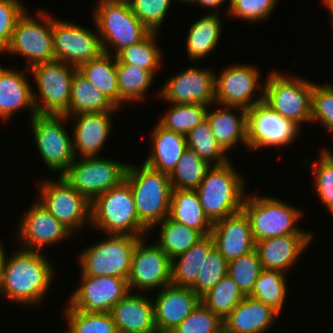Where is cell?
<instances>
[{
    "instance_id": "40",
    "label": "cell",
    "mask_w": 333,
    "mask_h": 333,
    "mask_svg": "<svg viewBox=\"0 0 333 333\" xmlns=\"http://www.w3.org/2000/svg\"><path fill=\"white\" fill-rule=\"evenodd\" d=\"M246 296L229 275L201 297V303L223 321Z\"/></svg>"
},
{
    "instance_id": "54",
    "label": "cell",
    "mask_w": 333,
    "mask_h": 333,
    "mask_svg": "<svg viewBox=\"0 0 333 333\" xmlns=\"http://www.w3.org/2000/svg\"><path fill=\"white\" fill-rule=\"evenodd\" d=\"M323 4L325 5L326 8L329 9L331 16L333 18V0H324ZM332 23H333V21H332Z\"/></svg>"
},
{
    "instance_id": "51",
    "label": "cell",
    "mask_w": 333,
    "mask_h": 333,
    "mask_svg": "<svg viewBox=\"0 0 333 333\" xmlns=\"http://www.w3.org/2000/svg\"><path fill=\"white\" fill-rule=\"evenodd\" d=\"M26 10L21 0H0V54L8 47L14 27Z\"/></svg>"
},
{
    "instance_id": "41",
    "label": "cell",
    "mask_w": 333,
    "mask_h": 333,
    "mask_svg": "<svg viewBox=\"0 0 333 333\" xmlns=\"http://www.w3.org/2000/svg\"><path fill=\"white\" fill-rule=\"evenodd\" d=\"M185 136L187 148L192 149L202 160L207 161L210 165H222L231 160L217 143L207 120L189 131Z\"/></svg>"
},
{
    "instance_id": "26",
    "label": "cell",
    "mask_w": 333,
    "mask_h": 333,
    "mask_svg": "<svg viewBox=\"0 0 333 333\" xmlns=\"http://www.w3.org/2000/svg\"><path fill=\"white\" fill-rule=\"evenodd\" d=\"M24 71L26 73L0 65V119L4 122H8L20 109L27 108L30 119L37 113L33 99L34 88L25 76L29 68L25 67Z\"/></svg>"
},
{
    "instance_id": "43",
    "label": "cell",
    "mask_w": 333,
    "mask_h": 333,
    "mask_svg": "<svg viewBox=\"0 0 333 333\" xmlns=\"http://www.w3.org/2000/svg\"><path fill=\"white\" fill-rule=\"evenodd\" d=\"M64 314L68 322L67 333H118L110 312H84L67 305Z\"/></svg>"
},
{
    "instance_id": "19",
    "label": "cell",
    "mask_w": 333,
    "mask_h": 333,
    "mask_svg": "<svg viewBox=\"0 0 333 333\" xmlns=\"http://www.w3.org/2000/svg\"><path fill=\"white\" fill-rule=\"evenodd\" d=\"M80 283L67 304L84 312H110L130 292L127 280L119 277L81 274Z\"/></svg>"
},
{
    "instance_id": "45",
    "label": "cell",
    "mask_w": 333,
    "mask_h": 333,
    "mask_svg": "<svg viewBox=\"0 0 333 333\" xmlns=\"http://www.w3.org/2000/svg\"><path fill=\"white\" fill-rule=\"evenodd\" d=\"M261 262L256 250L240 256L228 263L227 275L236 283L241 292L248 296L262 271Z\"/></svg>"
},
{
    "instance_id": "22",
    "label": "cell",
    "mask_w": 333,
    "mask_h": 333,
    "mask_svg": "<svg viewBox=\"0 0 333 333\" xmlns=\"http://www.w3.org/2000/svg\"><path fill=\"white\" fill-rule=\"evenodd\" d=\"M211 236L214 247L228 263L256 247L249 219L243 211L214 222Z\"/></svg>"
},
{
    "instance_id": "9",
    "label": "cell",
    "mask_w": 333,
    "mask_h": 333,
    "mask_svg": "<svg viewBox=\"0 0 333 333\" xmlns=\"http://www.w3.org/2000/svg\"><path fill=\"white\" fill-rule=\"evenodd\" d=\"M132 235L107 234L101 240L81 251L78 258L81 273L86 276H112L128 279L132 254L138 240Z\"/></svg>"
},
{
    "instance_id": "35",
    "label": "cell",
    "mask_w": 333,
    "mask_h": 333,
    "mask_svg": "<svg viewBox=\"0 0 333 333\" xmlns=\"http://www.w3.org/2000/svg\"><path fill=\"white\" fill-rule=\"evenodd\" d=\"M155 226H160L159 240L155 243L171 260L185 253L204 237L199 231L176 222L169 216Z\"/></svg>"
},
{
    "instance_id": "39",
    "label": "cell",
    "mask_w": 333,
    "mask_h": 333,
    "mask_svg": "<svg viewBox=\"0 0 333 333\" xmlns=\"http://www.w3.org/2000/svg\"><path fill=\"white\" fill-rule=\"evenodd\" d=\"M211 166L192 149L187 148L169 174L173 190L197 189Z\"/></svg>"
},
{
    "instance_id": "46",
    "label": "cell",
    "mask_w": 333,
    "mask_h": 333,
    "mask_svg": "<svg viewBox=\"0 0 333 333\" xmlns=\"http://www.w3.org/2000/svg\"><path fill=\"white\" fill-rule=\"evenodd\" d=\"M227 270L228 262L221 253L213 247L206 258H203L202 270L198 274L196 282L191 289L201 298L227 275Z\"/></svg>"
},
{
    "instance_id": "20",
    "label": "cell",
    "mask_w": 333,
    "mask_h": 333,
    "mask_svg": "<svg viewBox=\"0 0 333 333\" xmlns=\"http://www.w3.org/2000/svg\"><path fill=\"white\" fill-rule=\"evenodd\" d=\"M29 207L18 223L17 237L22 243V249L42 252L44 247L53 246L73 236L37 200Z\"/></svg>"
},
{
    "instance_id": "30",
    "label": "cell",
    "mask_w": 333,
    "mask_h": 333,
    "mask_svg": "<svg viewBox=\"0 0 333 333\" xmlns=\"http://www.w3.org/2000/svg\"><path fill=\"white\" fill-rule=\"evenodd\" d=\"M168 216L203 236L211 235L213 223L205 215L196 189L173 190Z\"/></svg>"
},
{
    "instance_id": "3",
    "label": "cell",
    "mask_w": 333,
    "mask_h": 333,
    "mask_svg": "<svg viewBox=\"0 0 333 333\" xmlns=\"http://www.w3.org/2000/svg\"><path fill=\"white\" fill-rule=\"evenodd\" d=\"M242 177L231 160L208 169L196 191L205 215L212 223L242 211L246 196Z\"/></svg>"
},
{
    "instance_id": "23",
    "label": "cell",
    "mask_w": 333,
    "mask_h": 333,
    "mask_svg": "<svg viewBox=\"0 0 333 333\" xmlns=\"http://www.w3.org/2000/svg\"><path fill=\"white\" fill-rule=\"evenodd\" d=\"M201 302L189 287L169 284L157 291L154 304L155 325L158 331L169 333L179 325Z\"/></svg>"
},
{
    "instance_id": "10",
    "label": "cell",
    "mask_w": 333,
    "mask_h": 333,
    "mask_svg": "<svg viewBox=\"0 0 333 333\" xmlns=\"http://www.w3.org/2000/svg\"><path fill=\"white\" fill-rule=\"evenodd\" d=\"M67 119L66 115L36 113L28 121L43 162L51 172H59V176L75 160L72 136L65 128Z\"/></svg>"
},
{
    "instance_id": "25",
    "label": "cell",
    "mask_w": 333,
    "mask_h": 333,
    "mask_svg": "<svg viewBox=\"0 0 333 333\" xmlns=\"http://www.w3.org/2000/svg\"><path fill=\"white\" fill-rule=\"evenodd\" d=\"M130 291L111 309L118 333H149L157 330L153 298Z\"/></svg>"
},
{
    "instance_id": "48",
    "label": "cell",
    "mask_w": 333,
    "mask_h": 333,
    "mask_svg": "<svg viewBox=\"0 0 333 333\" xmlns=\"http://www.w3.org/2000/svg\"><path fill=\"white\" fill-rule=\"evenodd\" d=\"M319 122L333 132V85L313 83L311 96V123Z\"/></svg>"
},
{
    "instance_id": "5",
    "label": "cell",
    "mask_w": 333,
    "mask_h": 333,
    "mask_svg": "<svg viewBox=\"0 0 333 333\" xmlns=\"http://www.w3.org/2000/svg\"><path fill=\"white\" fill-rule=\"evenodd\" d=\"M92 11L93 23L105 53L112 54L113 47L115 56L122 49L138 43L150 32L134 16L127 0H99Z\"/></svg>"
},
{
    "instance_id": "56",
    "label": "cell",
    "mask_w": 333,
    "mask_h": 333,
    "mask_svg": "<svg viewBox=\"0 0 333 333\" xmlns=\"http://www.w3.org/2000/svg\"><path fill=\"white\" fill-rule=\"evenodd\" d=\"M180 1L182 3H190L192 5L193 0H177Z\"/></svg>"
},
{
    "instance_id": "27",
    "label": "cell",
    "mask_w": 333,
    "mask_h": 333,
    "mask_svg": "<svg viewBox=\"0 0 333 333\" xmlns=\"http://www.w3.org/2000/svg\"><path fill=\"white\" fill-rule=\"evenodd\" d=\"M218 106L219 108L214 111L209 110V106L206 114V120L217 143L225 152L237 143L239 145V142L247 147V110L240 107Z\"/></svg>"
},
{
    "instance_id": "37",
    "label": "cell",
    "mask_w": 333,
    "mask_h": 333,
    "mask_svg": "<svg viewBox=\"0 0 333 333\" xmlns=\"http://www.w3.org/2000/svg\"><path fill=\"white\" fill-rule=\"evenodd\" d=\"M159 32H149L138 43L119 51L115 57L123 64L141 67L150 71L154 76L162 62L161 48L156 45V36Z\"/></svg>"
},
{
    "instance_id": "18",
    "label": "cell",
    "mask_w": 333,
    "mask_h": 333,
    "mask_svg": "<svg viewBox=\"0 0 333 333\" xmlns=\"http://www.w3.org/2000/svg\"><path fill=\"white\" fill-rule=\"evenodd\" d=\"M215 71L189 67L171 76L157 96L170 104H215Z\"/></svg>"
},
{
    "instance_id": "7",
    "label": "cell",
    "mask_w": 333,
    "mask_h": 333,
    "mask_svg": "<svg viewBox=\"0 0 333 333\" xmlns=\"http://www.w3.org/2000/svg\"><path fill=\"white\" fill-rule=\"evenodd\" d=\"M283 74L274 70L267 76L263 83L264 102L301 128L300 124L311 122L313 82L299 76Z\"/></svg>"
},
{
    "instance_id": "31",
    "label": "cell",
    "mask_w": 333,
    "mask_h": 333,
    "mask_svg": "<svg viewBox=\"0 0 333 333\" xmlns=\"http://www.w3.org/2000/svg\"><path fill=\"white\" fill-rule=\"evenodd\" d=\"M185 40L187 56L195 61L208 56L218 45L222 22L218 10L205 14L190 26Z\"/></svg>"
},
{
    "instance_id": "57",
    "label": "cell",
    "mask_w": 333,
    "mask_h": 333,
    "mask_svg": "<svg viewBox=\"0 0 333 333\" xmlns=\"http://www.w3.org/2000/svg\"><path fill=\"white\" fill-rule=\"evenodd\" d=\"M149 333H163V332H160L158 330H155V331H152V332H149Z\"/></svg>"
},
{
    "instance_id": "29",
    "label": "cell",
    "mask_w": 333,
    "mask_h": 333,
    "mask_svg": "<svg viewBox=\"0 0 333 333\" xmlns=\"http://www.w3.org/2000/svg\"><path fill=\"white\" fill-rule=\"evenodd\" d=\"M151 132L152 148L144 163L169 175L187 149L186 136L165 129L158 122Z\"/></svg>"
},
{
    "instance_id": "2",
    "label": "cell",
    "mask_w": 333,
    "mask_h": 333,
    "mask_svg": "<svg viewBox=\"0 0 333 333\" xmlns=\"http://www.w3.org/2000/svg\"><path fill=\"white\" fill-rule=\"evenodd\" d=\"M125 180L132 190L139 221L149 231L155 229L169 215L173 191L169 175L145 163L142 166L128 163Z\"/></svg>"
},
{
    "instance_id": "13",
    "label": "cell",
    "mask_w": 333,
    "mask_h": 333,
    "mask_svg": "<svg viewBox=\"0 0 333 333\" xmlns=\"http://www.w3.org/2000/svg\"><path fill=\"white\" fill-rule=\"evenodd\" d=\"M57 178L38 182L37 201L75 236L86 223L91 226V203L61 176Z\"/></svg>"
},
{
    "instance_id": "44",
    "label": "cell",
    "mask_w": 333,
    "mask_h": 333,
    "mask_svg": "<svg viewBox=\"0 0 333 333\" xmlns=\"http://www.w3.org/2000/svg\"><path fill=\"white\" fill-rule=\"evenodd\" d=\"M318 160H303L302 164L308 165L311 175L313 174L314 189L323 205L333 216V152L326 147L319 153Z\"/></svg>"
},
{
    "instance_id": "24",
    "label": "cell",
    "mask_w": 333,
    "mask_h": 333,
    "mask_svg": "<svg viewBox=\"0 0 333 333\" xmlns=\"http://www.w3.org/2000/svg\"><path fill=\"white\" fill-rule=\"evenodd\" d=\"M312 238L313 234H290L256 242L255 250L262 269L287 274V270L297 263V259L308 248Z\"/></svg>"
},
{
    "instance_id": "38",
    "label": "cell",
    "mask_w": 333,
    "mask_h": 333,
    "mask_svg": "<svg viewBox=\"0 0 333 333\" xmlns=\"http://www.w3.org/2000/svg\"><path fill=\"white\" fill-rule=\"evenodd\" d=\"M287 274L262 270L248 297L270 306L279 315L287 296Z\"/></svg>"
},
{
    "instance_id": "55",
    "label": "cell",
    "mask_w": 333,
    "mask_h": 333,
    "mask_svg": "<svg viewBox=\"0 0 333 333\" xmlns=\"http://www.w3.org/2000/svg\"><path fill=\"white\" fill-rule=\"evenodd\" d=\"M215 333H232L224 325Z\"/></svg>"
},
{
    "instance_id": "28",
    "label": "cell",
    "mask_w": 333,
    "mask_h": 333,
    "mask_svg": "<svg viewBox=\"0 0 333 333\" xmlns=\"http://www.w3.org/2000/svg\"><path fill=\"white\" fill-rule=\"evenodd\" d=\"M277 315L270 306L246 296L223 325L232 333H264L275 323Z\"/></svg>"
},
{
    "instance_id": "17",
    "label": "cell",
    "mask_w": 333,
    "mask_h": 333,
    "mask_svg": "<svg viewBox=\"0 0 333 333\" xmlns=\"http://www.w3.org/2000/svg\"><path fill=\"white\" fill-rule=\"evenodd\" d=\"M140 238L131 259L130 273L127 279L130 291L162 289L171 284V259L156 244ZM149 290V291H148Z\"/></svg>"
},
{
    "instance_id": "34",
    "label": "cell",
    "mask_w": 333,
    "mask_h": 333,
    "mask_svg": "<svg viewBox=\"0 0 333 333\" xmlns=\"http://www.w3.org/2000/svg\"><path fill=\"white\" fill-rule=\"evenodd\" d=\"M97 87L92 85L78 71L71 84L69 116L118 110Z\"/></svg>"
},
{
    "instance_id": "33",
    "label": "cell",
    "mask_w": 333,
    "mask_h": 333,
    "mask_svg": "<svg viewBox=\"0 0 333 333\" xmlns=\"http://www.w3.org/2000/svg\"><path fill=\"white\" fill-rule=\"evenodd\" d=\"M77 70L119 108L116 57L113 53L108 54L103 52L99 57L81 64Z\"/></svg>"
},
{
    "instance_id": "6",
    "label": "cell",
    "mask_w": 333,
    "mask_h": 333,
    "mask_svg": "<svg viewBox=\"0 0 333 333\" xmlns=\"http://www.w3.org/2000/svg\"><path fill=\"white\" fill-rule=\"evenodd\" d=\"M242 211L249 219L256 242L290 234H312L296 224L302 210L274 197L246 195Z\"/></svg>"
},
{
    "instance_id": "14",
    "label": "cell",
    "mask_w": 333,
    "mask_h": 333,
    "mask_svg": "<svg viewBox=\"0 0 333 333\" xmlns=\"http://www.w3.org/2000/svg\"><path fill=\"white\" fill-rule=\"evenodd\" d=\"M300 129L262 101L247 110V149L286 147L298 138Z\"/></svg>"
},
{
    "instance_id": "50",
    "label": "cell",
    "mask_w": 333,
    "mask_h": 333,
    "mask_svg": "<svg viewBox=\"0 0 333 333\" xmlns=\"http://www.w3.org/2000/svg\"><path fill=\"white\" fill-rule=\"evenodd\" d=\"M279 0H231L227 15L256 23L266 20Z\"/></svg>"
},
{
    "instance_id": "21",
    "label": "cell",
    "mask_w": 333,
    "mask_h": 333,
    "mask_svg": "<svg viewBox=\"0 0 333 333\" xmlns=\"http://www.w3.org/2000/svg\"><path fill=\"white\" fill-rule=\"evenodd\" d=\"M119 110L67 116L73 122L72 141L75 158L96 157L112 132L113 113ZM112 115V116H111ZM79 153V154H78Z\"/></svg>"
},
{
    "instance_id": "16",
    "label": "cell",
    "mask_w": 333,
    "mask_h": 333,
    "mask_svg": "<svg viewBox=\"0 0 333 333\" xmlns=\"http://www.w3.org/2000/svg\"><path fill=\"white\" fill-rule=\"evenodd\" d=\"M95 27L89 30L76 23L52 17V34L55 60L78 68L81 64L99 57L104 51Z\"/></svg>"
},
{
    "instance_id": "49",
    "label": "cell",
    "mask_w": 333,
    "mask_h": 333,
    "mask_svg": "<svg viewBox=\"0 0 333 333\" xmlns=\"http://www.w3.org/2000/svg\"><path fill=\"white\" fill-rule=\"evenodd\" d=\"M223 320L201 302L179 325L169 333H215Z\"/></svg>"
},
{
    "instance_id": "11",
    "label": "cell",
    "mask_w": 333,
    "mask_h": 333,
    "mask_svg": "<svg viewBox=\"0 0 333 333\" xmlns=\"http://www.w3.org/2000/svg\"><path fill=\"white\" fill-rule=\"evenodd\" d=\"M79 159L61 177L90 203L125 180L128 163L100 156Z\"/></svg>"
},
{
    "instance_id": "42",
    "label": "cell",
    "mask_w": 333,
    "mask_h": 333,
    "mask_svg": "<svg viewBox=\"0 0 333 333\" xmlns=\"http://www.w3.org/2000/svg\"><path fill=\"white\" fill-rule=\"evenodd\" d=\"M171 106L158 121L165 129L186 135L206 120L207 105L171 104Z\"/></svg>"
},
{
    "instance_id": "4",
    "label": "cell",
    "mask_w": 333,
    "mask_h": 333,
    "mask_svg": "<svg viewBox=\"0 0 333 333\" xmlns=\"http://www.w3.org/2000/svg\"><path fill=\"white\" fill-rule=\"evenodd\" d=\"M91 224L105 235L145 237L150 232L138 219L134 196L126 180L91 203Z\"/></svg>"
},
{
    "instance_id": "36",
    "label": "cell",
    "mask_w": 333,
    "mask_h": 333,
    "mask_svg": "<svg viewBox=\"0 0 333 333\" xmlns=\"http://www.w3.org/2000/svg\"><path fill=\"white\" fill-rule=\"evenodd\" d=\"M116 70L119 86V109L125 101V103H129V101L133 103L143 100L155 76L146 69L123 64L117 60Z\"/></svg>"
},
{
    "instance_id": "47",
    "label": "cell",
    "mask_w": 333,
    "mask_h": 333,
    "mask_svg": "<svg viewBox=\"0 0 333 333\" xmlns=\"http://www.w3.org/2000/svg\"><path fill=\"white\" fill-rule=\"evenodd\" d=\"M136 18L150 32H159L171 5V0H127Z\"/></svg>"
},
{
    "instance_id": "52",
    "label": "cell",
    "mask_w": 333,
    "mask_h": 333,
    "mask_svg": "<svg viewBox=\"0 0 333 333\" xmlns=\"http://www.w3.org/2000/svg\"><path fill=\"white\" fill-rule=\"evenodd\" d=\"M226 0H193L192 2V6L193 4H200L201 6L200 7H203V8H211L213 11L212 13H216V10L218 9L219 10V7H222V4L225 2ZM228 3L227 4V13L229 11V8H230V4H231V0H228ZM216 9V10H215Z\"/></svg>"
},
{
    "instance_id": "1",
    "label": "cell",
    "mask_w": 333,
    "mask_h": 333,
    "mask_svg": "<svg viewBox=\"0 0 333 333\" xmlns=\"http://www.w3.org/2000/svg\"><path fill=\"white\" fill-rule=\"evenodd\" d=\"M44 252L19 249L5 256L0 294L13 303H42L54 281V267Z\"/></svg>"
},
{
    "instance_id": "32",
    "label": "cell",
    "mask_w": 333,
    "mask_h": 333,
    "mask_svg": "<svg viewBox=\"0 0 333 333\" xmlns=\"http://www.w3.org/2000/svg\"><path fill=\"white\" fill-rule=\"evenodd\" d=\"M214 247L211 235L204 236L185 253L171 260V284L191 288L202 270L203 258Z\"/></svg>"
},
{
    "instance_id": "8",
    "label": "cell",
    "mask_w": 333,
    "mask_h": 333,
    "mask_svg": "<svg viewBox=\"0 0 333 333\" xmlns=\"http://www.w3.org/2000/svg\"><path fill=\"white\" fill-rule=\"evenodd\" d=\"M75 66L59 60L38 63L29 68L37 85L38 94L33 91V99L38 114L69 116L71 84Z\"/></svg>"
},
{
    "instance_id": "15",
    "label": "cell",
    "mask_w": 333,
    "mask_h": 333,
    "mask_svg": "<svg viewBox=\"0 0 333 333\" xmlns=\"http://www.w3.org/2000/svg\"><path fill=\"white\" fill-rule=\"evenodd\" d=\"M259 73L257 67L250 64L225 67L219 76L215 75V103L248 110L264 101V85L259 82ZM257 89L260 94L255 97Z\"/></svg>"
},
{
    "instance_id": "12",
    "label": "cell",
    "mask_w": 333,
    "mask_h": 333,
    "mask_svg": "<svg viewBox=\"0 0 333 333\" xmlns=\"http://www.w3.org/2000/svg\"><path fill=\"white\" fill-rule=\"evenodd\" d=\"M26 10L18 19L6 53L27 58L26 68L55 60L52 17L44 9L37 11L38 21Z\"/></svg>"
},
{
    "instance_id": "53",
    "label": "cell",
    "mask_w": 333,
    "mask_h": 333,
    "mask_svg": "<svg viewBox=\"0 0 333 333\" xmlns=\"http://www.w3.org/2000/svg\"><path fill=\"white\" fill-rule=\"evenodd\" d=\"M2 243L0 242V287H1V282H2V269H3V263H4V259L6 254L5 249L3 248L4 246L1 245Z\"/></svg>"
}]
</instances>
